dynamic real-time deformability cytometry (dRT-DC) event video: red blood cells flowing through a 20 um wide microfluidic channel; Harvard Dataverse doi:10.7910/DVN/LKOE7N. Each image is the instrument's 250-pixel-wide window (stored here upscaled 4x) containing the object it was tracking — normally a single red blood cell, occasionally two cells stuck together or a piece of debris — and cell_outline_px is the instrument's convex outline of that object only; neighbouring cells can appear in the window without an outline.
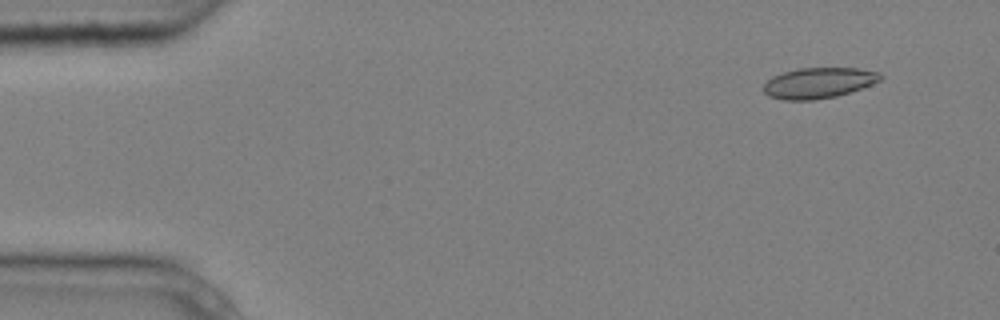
{"species": "common noctule bat (a hibernating species)", "species_latin": "Nyctalus noctula", "temperature_condition": "cold", "stored_images_in_passage": 4, "camera_frame_rate_fps": 3000, "um_per_image_px": 0.085, "animal": {"sex": "male", "body_mass_g": 20.4}, "frame": {"image": 1, "passage_image": 1, "time_ms": 0.0, "image_size_px": [1000, 320], "cell_outline_px": [[884, 76], [880, 80], [872, 84], [852, 92], [836, 96], [812, 100], [784, 100], [768, 96], [764, 92], [764, 84], [772, 76], [796, 68], [856, 68], [880, 72]], "centroid_in_image_um": [69.59, 7.04], "position_along_channel_um": 15.4, "area_um2": 20.98}}
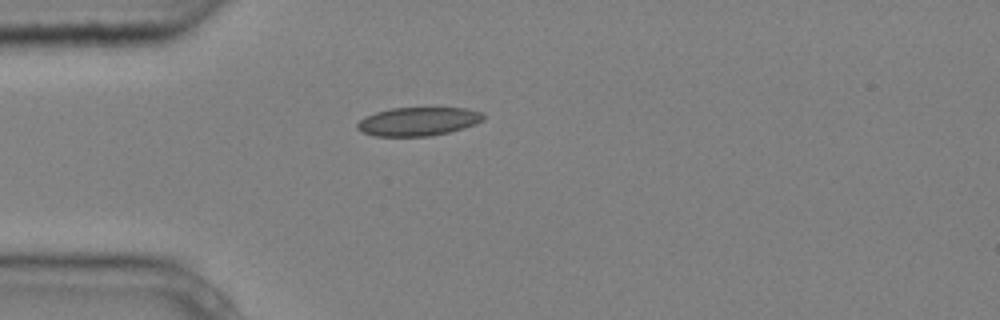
{"frame": {"image": 2, "passage_image": 4, "time_ms": 1.0, "image_size_px": [1000, 320], "cell_outline_px": [[484, 120], [476, 124], [464, 128], [432, 136], [376, 136], [360, 132], [356, 128], [356, 124], [364, 116], [376, 112], [392, 108], [464, 108], [484, 112]], "centroid_in_image_um": [35.54, 10.33], "position_along_channel_um": 49.5, "area_um2": 21.15}}